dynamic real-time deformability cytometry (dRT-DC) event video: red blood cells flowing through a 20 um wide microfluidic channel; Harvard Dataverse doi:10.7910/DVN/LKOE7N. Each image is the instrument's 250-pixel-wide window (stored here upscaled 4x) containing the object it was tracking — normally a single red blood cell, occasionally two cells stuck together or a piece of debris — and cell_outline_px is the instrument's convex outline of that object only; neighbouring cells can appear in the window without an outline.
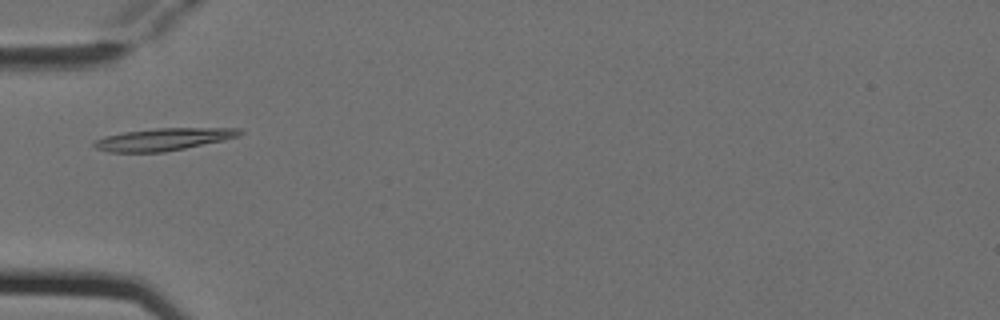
{"species": "Egyptian fruit bat (a non-hibernating species)", "species_latin": "Rousettus aegyptiacus", "temperature_condition": "cold", "stored_images_in_passage": 5, "camera_frame_rate_fps": 3000, "um_per_image_px": 0.085, "animal": {"sex": "female"}, "frame": {"image": 1, "passage_image": 5, "time_ms": 1.333, "image_size_px": [1000, 320], "cell_outline_px": [[244, 132], [236, 136], [224, 140], [164, 152], [108, 152], [96, 148], [92, 144], [96, 140], [104, 136], [124, 132], [156, 128], [240, 128]], "centroid_in_image_um": [13.87, 11.84], "position_along_channel_um": 71.1, "area_um2": 18.79}}